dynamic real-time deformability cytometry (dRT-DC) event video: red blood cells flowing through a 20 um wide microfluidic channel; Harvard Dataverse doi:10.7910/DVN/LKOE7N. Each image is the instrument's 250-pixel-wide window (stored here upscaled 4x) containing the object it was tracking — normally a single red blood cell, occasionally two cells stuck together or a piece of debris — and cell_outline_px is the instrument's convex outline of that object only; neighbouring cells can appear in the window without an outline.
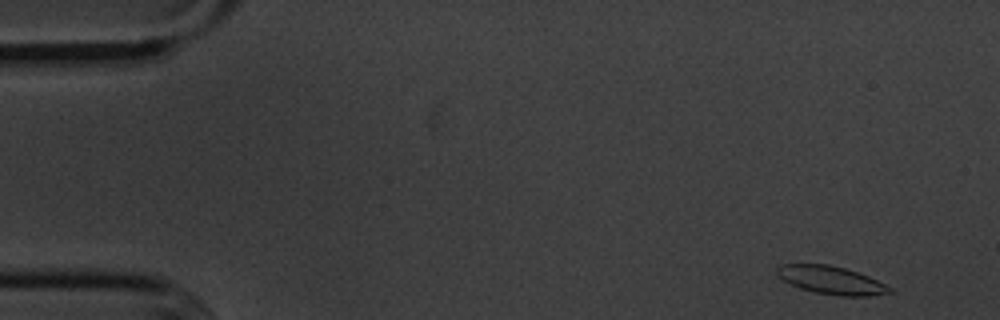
{"species": "common noctule bat (a hibernating species)", "species_latin": "Nyctalus noctula", "temperature_condition": "cold", "stored_images_in_passage": 8, "camera_frame_rate_fps": 3000, "um_per_image_px": 0.085, "animal": {"sex": "male", "body_mass_g": 20.1, "forearm_length_mm": 53.5}, "frame": {"image": 1, "passage_image": 1, "time_ms": 0.0, "image_size_px": [1000, 320], "cell_outline_px": [[892, 292], [872, 296], [840, 296], [816, 292], [800, 288], [784, 280], [776, 272], [776, 268], [780, 264], [828, 264], [844, 268], [868, 276], [892, 288]], "centroid_in_image_um": [70.66, 23.81], "position_along_channel_um": 14.3, "area_um2": 18.15}}
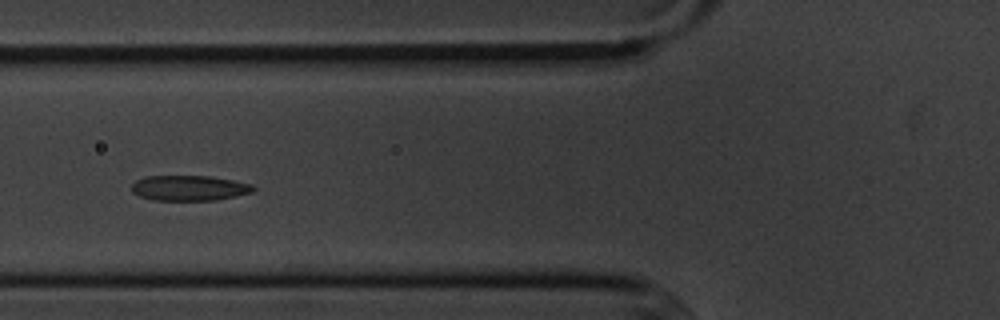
{"frame": {"image": 2, "passage_image": 6, "time_ms": 5.667, "image_size_px": [1000, 320], "cell_outline_px": [[256, 188], [252, 192], [236, 196], [216, 200], [152, 200], [140, 196], [132, 192], [132, 184], [136, 180], [144, 176], [208, 176], [232, 180], [252, 184]], "centroid_in_image_um": [16.08, 15.98], "position_along_channel_um": 109.7, "area_um2": 17.92}}
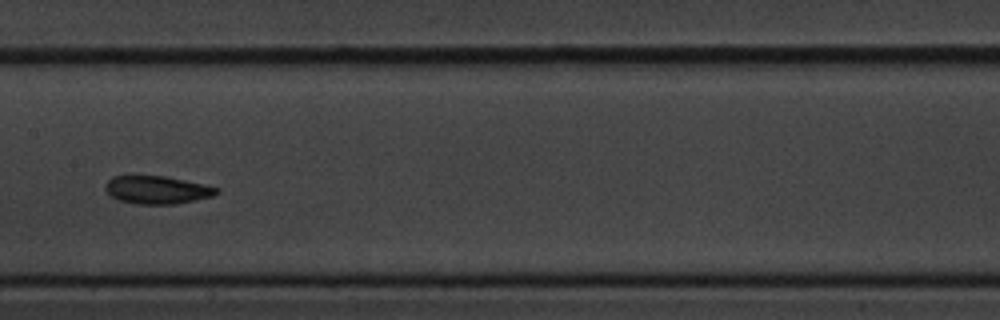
{"frame": {"image": 3, "passage_image": 8, "time_ms": 8.0, "image_size_px": [1000, 320], "cell_outline_px": [[220, 192], [212, 196], [196, 200], [176, 204], [136, 204], [120, 200], [112, 196], [104, 188], [108, 180], [112, 176], [164, 176], [184, 180], [220, 188]], "centroid_in_image_um": [13.37, 16.14], "position_along_channel_um": 194.0, "area_um2": 17.98}}